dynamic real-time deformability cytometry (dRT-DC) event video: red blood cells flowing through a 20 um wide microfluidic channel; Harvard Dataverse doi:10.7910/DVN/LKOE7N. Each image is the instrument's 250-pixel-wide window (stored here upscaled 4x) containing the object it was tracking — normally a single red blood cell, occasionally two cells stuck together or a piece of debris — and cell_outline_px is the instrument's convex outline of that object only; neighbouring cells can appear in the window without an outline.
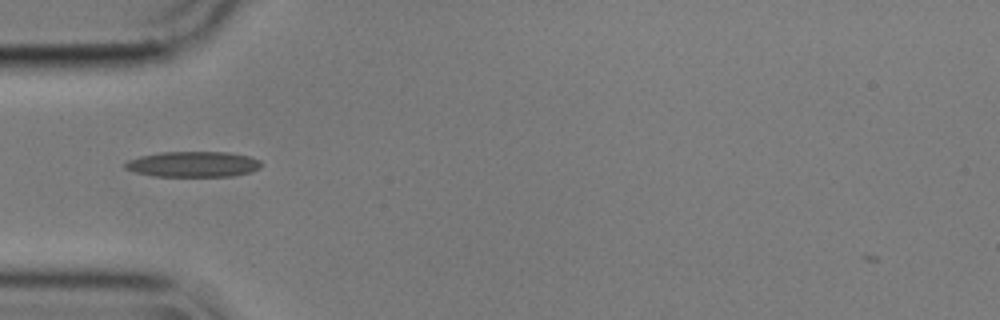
{"species": "common noctule bat (a hibernating species)", "species_latin": "Nyctalus noctula", "temperature_condition": "cold", "stored_images_in_passage": 39, "camera_frame_rate_fps": 3000, "um_per_image_px": 0.085, "animal": {"sex": "male", "body_mass_g": 17.9}, "frame": {"image": 1, "passage_image": 1, "time_ms": 0.0, "image_size_px": [1000, 320], "cell_outline_px": [[264, 164], [260, 168], [252, 172], [232, 176], [152, 176], [136, 172], [124, 168], [124, 164], [128, 160], [140, 156], [160, 152], [228, 152], [248, 156], [260, 160]], "centroid_in_image_um": [16.45, 13.96], "position_along_channel_um": 68.6, "area_um2": 20.4}}
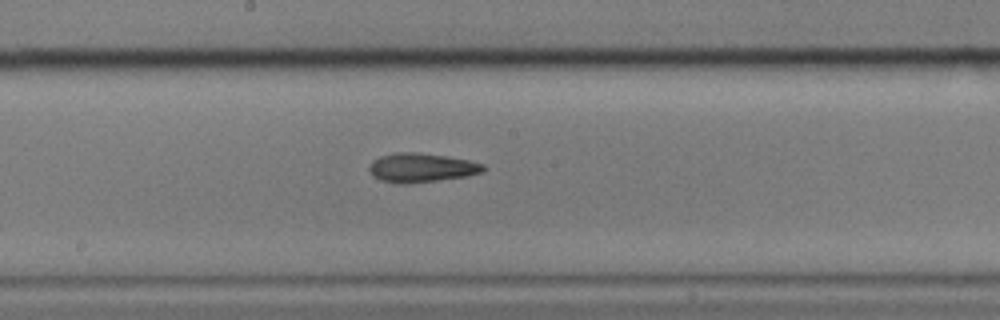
{"frame": {"image": 2, "passage_image": 13, "time_ms": 4.0, "image_size_px": [1000, 320], "cell_outline_px": [[488, 168], [484, 172], [468, 176], [408, 184], [400, 184], [380, 180], [372, 176], [368, 168], [372, 160], [380, 156], [396, 152], [416, 152], [448, 156], [468, 160], [484, 164]], "centroid_in_image_um": [35.83, 14.25], "position_along_channel_um": 212.4, "area_um2": 19.65}}
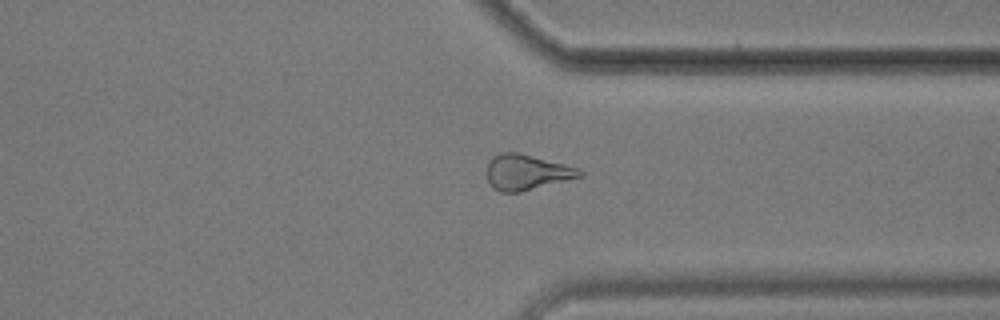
{"frame": {"image": 3, "passage_image": 26, "time_ms": 8.333, "image_size_px": [1000, 320], "cell_outline_px": [[584, 176], [520, 192], [500, 192], [492, 188], [488, 180], [488, 164], [492, 156], [500, 152], [516, 152], [564, 164], [576, 168], [584, 172]], "centroid_in_image_um": [44.75, 14.65], "position_along_channel_um": 366.6, "area_um2": 19.02}, "authors_computed_cell_mechanics": {"area_um2": 19.363, "velocity_mm_per_s": 3.574, "shape_relaxation_time_tau1_ms": 3.7293, "shape_relaxation_time_tau2_ms": 9.0742, "deformation_change_tau1": 0.1276, "deformation_change_tau2": 0.1692}}